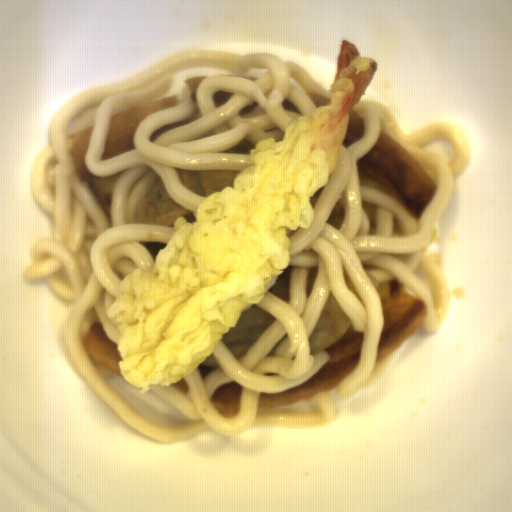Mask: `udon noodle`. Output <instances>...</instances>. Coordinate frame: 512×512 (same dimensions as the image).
<instances>
[{
    "label": "udon noodle",
    "mask_w": 512,
    "mask_h": 512,
    "mask_svg": "<svg viewBox=\"0 0 512 512\" xmlns=\"http://www.w3.org/2000/svg\"><path fill=\"white\" fill-rule=\"evenodd\" d=\"M210 76L196 91L200 119L163 132L192 116L184 80ZM233 93L215 107L217 91ZM175 96L179 105L156 111L138 127L135 148L103 158L112 114L135 105ZM288 99L298 112L282 107ZM330 102V89L311 74L280 56L236 54L214 49L177 51L117 82L76 93L49 119L46 146L33 159L29 189L39 208L52 216L51 239L37 241L32 263L22 272L29 284L42 281L65 302L57 346L76 376L106 409L134 430L159 444H180L204 433L232 437L252 428L324 429L338 418L337 405L381 381L391 354L379 361L383 332L381 297L390 296L396 281L421 299L420 329L436 331L447 315L449 271L433 256L434 227L456 196L455 179L469 167V136L447 121L431 122L409 134L389 106L360 102L351 111L362 118L364 131L348 147L343 140L336 168L325 186L310 197L309 227L287 228L290 259L289 302L268 290L251 303L274 320L238 359L222 339L187 376L170 385L135 386L98 363L84 340L96 322L118 349L123 322L106 310L123 293L121 282L137 269L153 271L154 259L141 243H168L174 227L137 224L136 210L156 179L167 198L194 214L208 197L182 183L177 169L242 172L252 166L247 155L223 154L244 139L257 144L272 137L281 141L298 116H313ZM94 128L86 162L89 171L114 179L113 227L70 157L67 138L76 130ZM385 132L411 154L438 189L417 220L395 196L367 176L358 160ZM318 266L314 288L306 295L310 268ZM356 331L364 332L356 368L315 402H301L257 414L260 392H284L309 381L326 363L327 353L310 355L309 335L330 293ZM242 386L236 417L219 414L210 397L228 382Z\"/></svg>",
    "instance_id": "d5520da0"
}]
</instances>
